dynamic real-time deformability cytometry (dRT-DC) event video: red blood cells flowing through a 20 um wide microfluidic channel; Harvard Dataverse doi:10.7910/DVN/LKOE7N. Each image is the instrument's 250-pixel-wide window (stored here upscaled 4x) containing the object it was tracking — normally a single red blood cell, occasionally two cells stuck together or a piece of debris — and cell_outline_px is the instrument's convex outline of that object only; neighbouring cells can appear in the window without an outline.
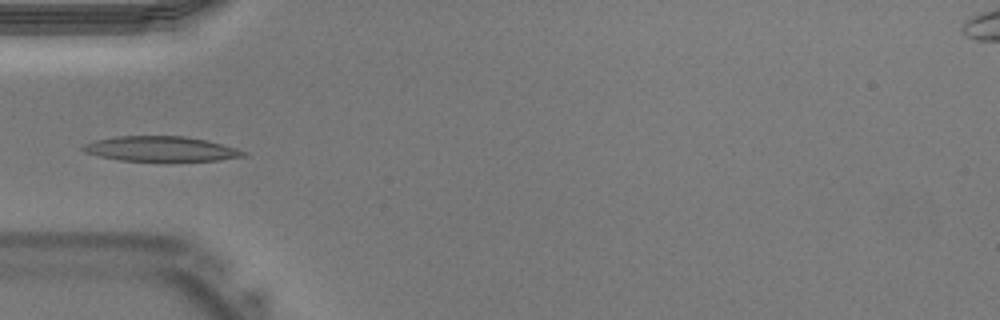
{"species": "Egyptian fruit bat (a non-hibernating species)", "species_latin": "Rousettus aegyptiacus", "temperature_condition": "warm", "stored_images_in_passage": 29, "camera_frame_rate_fps": 3000, "um_per_image_px": 0.085, "animal": {"sex": "male"}, "frame": {"image": 1, "passage_image": 1, "time_ms": 0.0, "image_size_px": [1000, 320], "cell_outline_px": [[248, 156], [220, 160], [120, 160], [100, 156], [84, 152], [80, 148], [84, 144], [96, 140], [116, 136], [184, 136], [208, 140], [236, 148], [248, 152]], "centroid_in_image_um": [13.7, 12.64], "position_along_channel_um": 71.3, "area_um2": 23.18}}
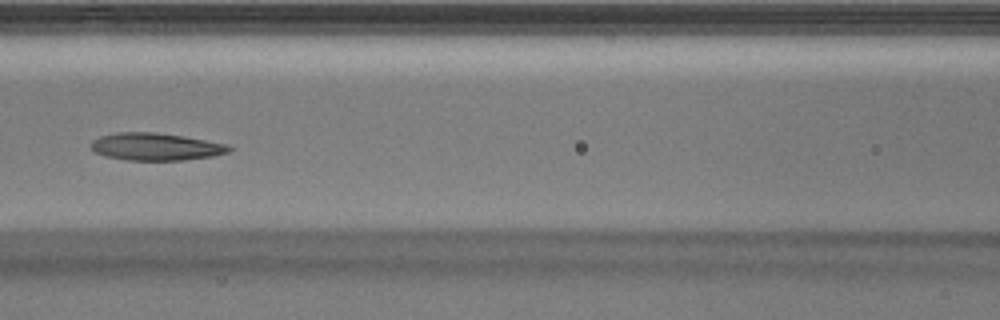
{"frame": {"image": 2, "passage_image": 6, "time_ms": 1.667, "image_size_px": [1000, 320], "cell_outline_px": [[232, 148], [228, 152], [212, 156], [184, 160], [128, 160], [108, 156], [96, 152], [92, 148], [92, 140], [100, 136], [116, 132], [156, 132], [184, 136], [228, 144]], "centroid_in_image_um": [13.27, 12.46], "position_along_channel_um": 153.3, "area_um2": 21.91}}
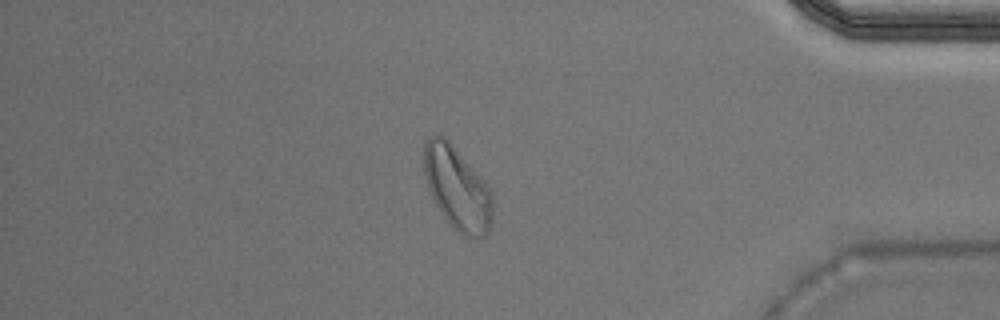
{"frame": {"image": 3, "passage_image": 23, "time_ms": 7.333, "image_size_px": [1000, 320], "cell_outline_px": [[492, 220], [488, 232], [484, 236], [468, 236], [460, 232], [444, 216], [436, 204], [428, 188], [424, 176], [424, 144], [428, 136], [436, 132], [444, 136], [448, 140], [484, 180], [492, 192]], "centroid_in_image_um": [38.85, 15.93], "position_along_channel_um": 396.4, "area_um2": 32.83}}